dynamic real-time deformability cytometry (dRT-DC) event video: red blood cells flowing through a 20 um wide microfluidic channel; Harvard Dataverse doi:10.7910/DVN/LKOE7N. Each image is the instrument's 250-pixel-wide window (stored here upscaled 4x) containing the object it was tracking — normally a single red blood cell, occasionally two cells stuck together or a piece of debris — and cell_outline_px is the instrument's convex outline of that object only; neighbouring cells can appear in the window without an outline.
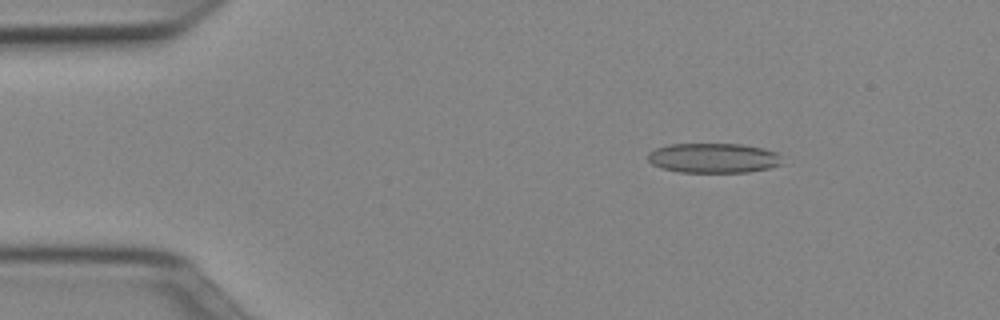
{"species": "Egyptian fruit bat (a non-hibernating species)", "species_latin": "Rousettus aegyptiacus", "temperature_condition": "cold", "stored_images_in_passage": 50, "camera_frame_rate_fps": 3000, "um_per_image_px": 0.085, "animal": {"sex": "female"}, "frame": {"image": 1, "passage_image": 7, "time_ms": 2.0, "image_size_px": [1000, 320], "cell_outline_px": [[784, 164], [772, 168], [748, 172], [680, 172], [660, 168], [652, 164], [648, 160], [648, 152], [656, 148], [668, 144], [744, 144], [764, 148], [776, 152], [780, 156]], "centroid_in_image_um": [60.67, 13.43], "position_along_channel_um": 24.3, "area_um2": 23.64}}
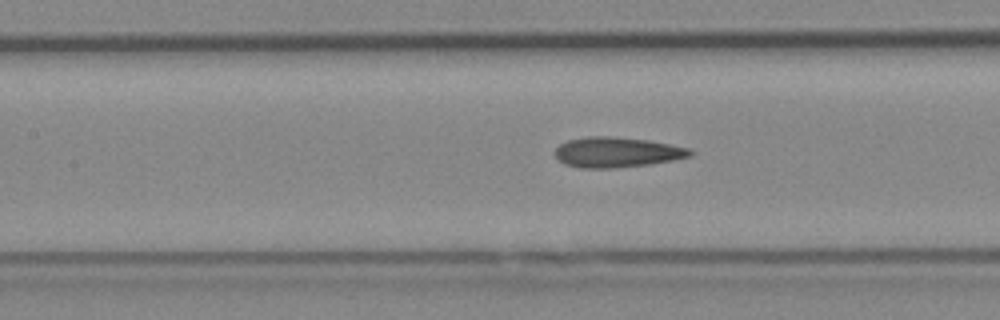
{"frame": {"image": 2, "passage_image": 22, "time_ms": 7.0, "image_size_px": [1000, 320], "cell_outline_px": [[692, 156], [672, 160], [648, 164], [612, 168], [580, 168], [564, 164], [556, 156], [556, 148], [560, 144], [568, 140], [588, 136], [608, 136], [648, 140], [688, 148], [692, 152]], "centroid_in_image_um": [52.41, 12.94], "position_along_channel_um": 155.0, "area_um2": 23.52}}
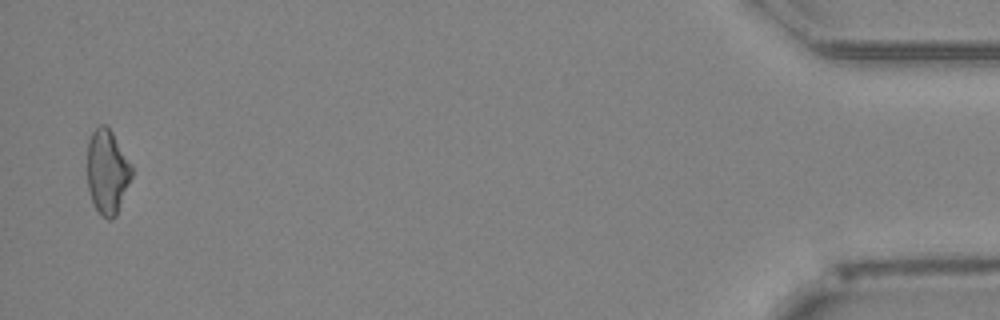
{"frame": {"image": 3, "passage_image": 49, "time_ms": 16.0, "image_size_px": [1000, 320], "cell_outline_px": [[132, 176], [116, 216], [112, 220], [108, 220], [96, 208], [92, 200], [88, 188], [88, 140], [92, 132], [100, 124], [108, 124], [132, 164]], "centroid_in_image_um": [9.13, 14.55], "position_along_channel_um": 426.1, "area_um2": 21.91}, "authors_computed_cell_mechanics": {"area_um2": 23.0911, "velocity_mm_per_s": 3.9975, "shape_relaxation_time_tau1_ms": null, "shape_relaxation_time_tau2_ms": 4.3529, "deformation_change_tau1": null, "deformation_change_tau2": 0.1497}}